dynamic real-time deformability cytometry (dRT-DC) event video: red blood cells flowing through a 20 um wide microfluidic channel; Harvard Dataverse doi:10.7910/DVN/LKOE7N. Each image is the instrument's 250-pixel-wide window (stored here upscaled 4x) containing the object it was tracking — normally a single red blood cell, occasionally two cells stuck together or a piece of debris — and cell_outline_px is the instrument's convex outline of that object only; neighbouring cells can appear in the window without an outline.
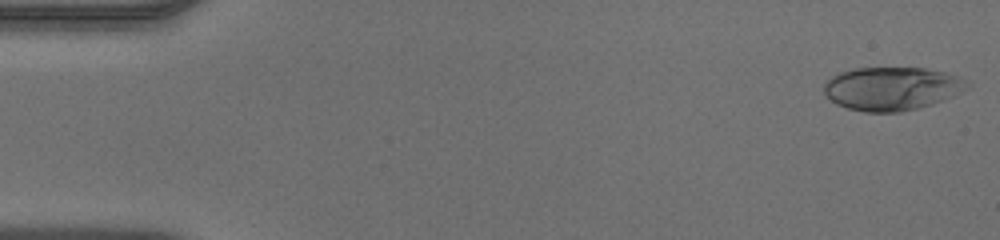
{"species": "human", "species_latin": "Homo sapiens", "temperature_condition": "warm", "stored_images_in_passage": 49, "camera_frame_rate_fps": 3000, "um_per_image_px": 0.085, "donor": {"sex": "male"}, "frame": {"image": 1, "passage_image": 1, "time_ms": 0.0, "image_size_px": [1000, 240], "cell_outline_px": [[972, 84], [968, 88], [952, 96], [932, 104], [900, 112], [864, 112], [848, 108], [836, 104], [824, 96], [824, 84], [832, 76], [840, 72], [852, 68], [924, 68], [944, 72], [956, 76]], "centroid_in_image_um": [75.77, 7.53], "position_along_channel_um": 9.2, "area_um2": 36.13}}
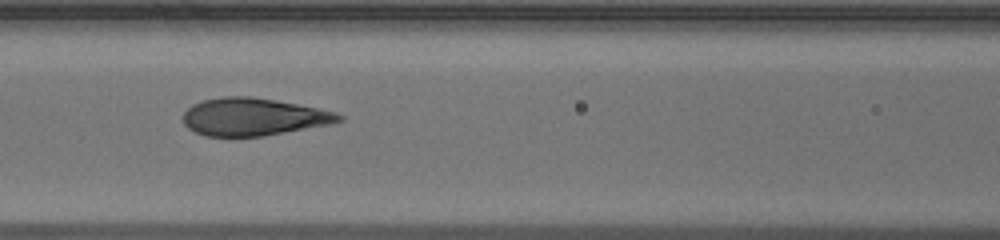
{"frame": {"image": 2, "passage_image": 21, "time_ms": 6.667, "image_size_px": [1000, 240], "cell_outline_px": [[344, 120], [332, 124], [264, 136], [204, 136], [188, 128], [184, 124], [184, 112], [192, 104], [204, 100], [224, 96], [252, 96], [276, 100], [336, 112], [344, 116]], "centroid_in_image_um": [21.56, 9.93], "position_along_channel_um": 145.0, "area_um2": 34.1}}
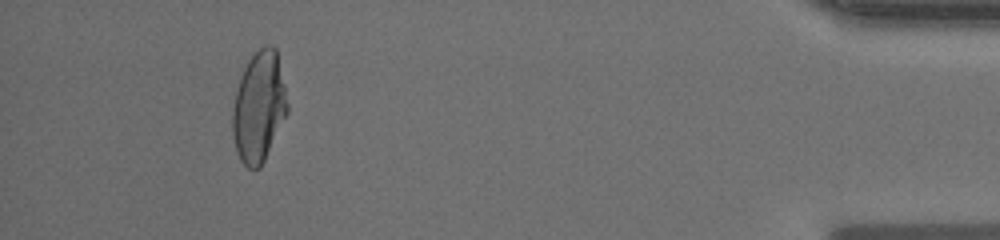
{"frame": {"image": 3, "passage_image": 45, "time_ms": 14.667, "image_size_px": [1000, 240], "cell_outline_px": [[288, 112], [260, 168], [248, 168], [240, 160], [236, 152], [232, 136], [232, 108], [236, 88], [240, 76], [252, 52], [264, 44], [272, 44], [276, 48], [288, 104]], "centroid_in_image_um": [21.98, 9.05], "position_along_channel_um": 413.2, "area_um2": 35.66}}